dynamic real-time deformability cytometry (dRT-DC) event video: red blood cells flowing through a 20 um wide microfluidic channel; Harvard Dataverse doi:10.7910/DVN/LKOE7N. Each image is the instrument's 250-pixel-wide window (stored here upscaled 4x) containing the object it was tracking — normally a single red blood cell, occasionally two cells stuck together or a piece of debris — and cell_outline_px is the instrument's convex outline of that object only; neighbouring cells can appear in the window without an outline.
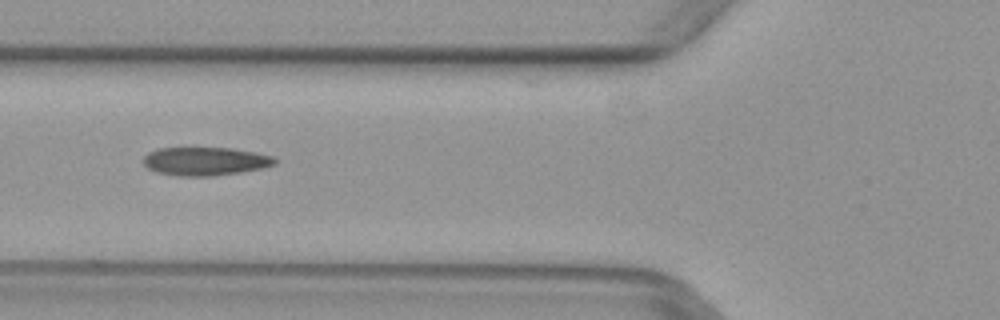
{"species": "common noctule bat (a hibernating species)", "species_latin": "Nyctalus noctula", "temperature_condition": "warm", "stored_images_in_passage": 5, "camera_frame_rate_fps": 3000, "um_per_image_px": 0.085, "animal": {"sex": "female", "body_mass_g": 29.2, "forearm_length_mm": 56.3}, "frame": {"image": 1, "passage_image": 5, "time_ms": 1.333, "image_size_px": [1000, 320], "cell_outline_px": [[276, 164], [264, 168], [240, 172], [212, 176], [176, 176], [156, 172], [148, 168], [144, 164], [144, 156], [148, 152], [160, 148], [232, 148], [256, 152], [272, 156], [276, 160]], "centroid_in_image_um": [17.45, 13.71], "position_along_channel_um": 108.3, "area_um2": 21.79}}